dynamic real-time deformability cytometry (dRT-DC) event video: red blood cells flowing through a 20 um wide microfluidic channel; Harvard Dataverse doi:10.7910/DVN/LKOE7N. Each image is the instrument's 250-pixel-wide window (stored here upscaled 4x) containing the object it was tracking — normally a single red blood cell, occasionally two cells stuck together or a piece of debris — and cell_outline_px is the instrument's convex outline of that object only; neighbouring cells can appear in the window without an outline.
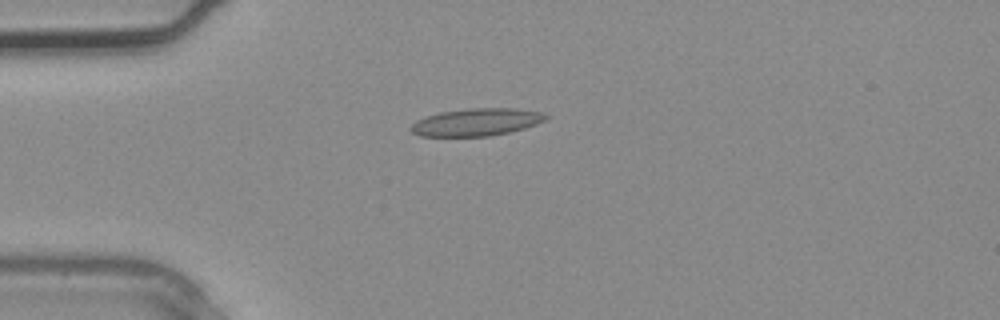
{"species": "common noctule bat (a hibernating species)", "species_latin": "Nyctalus noctula", "temperature_condition": "warm", "stored_images_in_passage": 2, "camera_frame_rate_fps": 3000, "um_per_image_px": 0.085, "animal": {"sex": "male", "body_mass_g": 20.4}, "frame": {"image": 1, "passage_image": 2, "time_ms": 0.333, "image_size_px": [1000, 320], "cell_outline_px": [[548, 116], [544, 120], [536, 124], [524, 128], [508, 132], [488, 136], [420, 136], [412, 132], [408, 128], [416, 120], [440, 112], [468, 108], [512, 108], [540, 112]], "centroid_in_image_um": [40.45, 10.38], "position_along_channel_um": 44.5, "area_um2": 21.39}}